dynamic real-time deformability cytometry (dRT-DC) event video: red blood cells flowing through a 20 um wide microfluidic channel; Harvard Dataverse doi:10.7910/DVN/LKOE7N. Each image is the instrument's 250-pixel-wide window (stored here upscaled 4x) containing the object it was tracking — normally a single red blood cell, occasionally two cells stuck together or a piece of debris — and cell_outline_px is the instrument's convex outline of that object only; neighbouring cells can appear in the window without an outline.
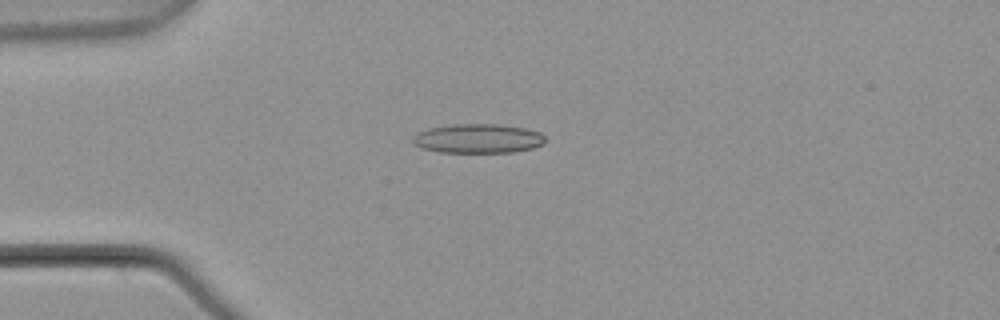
{"species": "common noctule bat (a hibernating species)", "species_latin": "Nyctalus noctula", "temperature_condition": "warm", "stored_images_in_passage": 5, "camera_frame_rate_fps": 3000, "um_per_image_px": 0.085, "animal": {"sex": "male", "body_mass_g": 21.5, "forearm_length_mm": 52.0}, "frame": {"image": 1, "passage_image": 5, "time_ms": 1.333, "image_size_px": [1000, 320], "cell_outline_px": [[544, 144], [532, 148], [516, 152], [440, 152], [420, 148], [412, 140], [412, 136], [416, 132], [428, 128], [452, 124], [496, 124], [524, 128], [540, 132], [544, 136]], "centroid_in_image_um": [40.6, 11.77], "position_along_channel_um": 44.4, "area_um2": 22.66}}